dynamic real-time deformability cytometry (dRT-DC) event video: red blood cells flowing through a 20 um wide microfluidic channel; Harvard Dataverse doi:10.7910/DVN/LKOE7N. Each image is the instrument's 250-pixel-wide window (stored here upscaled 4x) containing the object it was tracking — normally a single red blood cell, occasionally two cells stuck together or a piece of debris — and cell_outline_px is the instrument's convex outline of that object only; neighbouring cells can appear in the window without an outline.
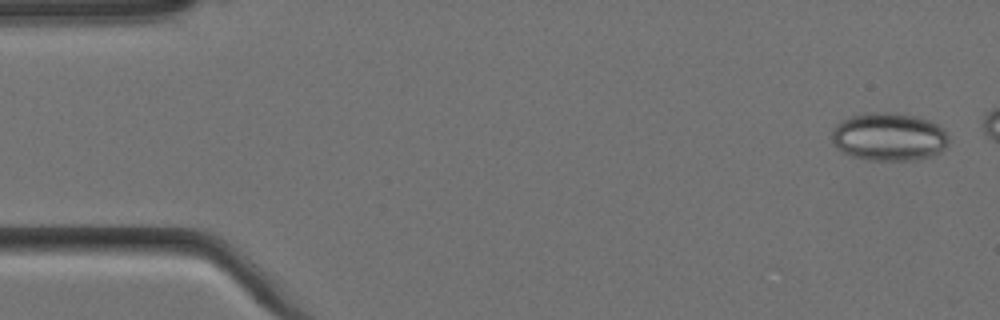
{"species": "Egyptian fruit bat (a non-hibernating species)", "species_latin": "Rousettus aegyptiacus", "temperature_condition": "cold", "stored_images_in_passage": 4, "camera_frame_rate_fps": 3000, "um_per_image_px": 0.085, "animal": {"sex": "female"}, "frame": {"image": 1, "passage_image": 1, "time_ms": 0.0, "image_size_px": [1000, 320], "cell_outline_px": [[948, 140], [944, 148], [936, 156], [916, 160], [864, 160], [848, 156], [840, 152], [832, 144], [832, 128], [840, 120], [864, 112], [896, 112], [916, 116], [928, 120], [944, 128], [948, 136]], "centroid_in_image_um": [75.52, 11.63], "position_along_channel_um": 9.5, "area_um2": 33.58}}